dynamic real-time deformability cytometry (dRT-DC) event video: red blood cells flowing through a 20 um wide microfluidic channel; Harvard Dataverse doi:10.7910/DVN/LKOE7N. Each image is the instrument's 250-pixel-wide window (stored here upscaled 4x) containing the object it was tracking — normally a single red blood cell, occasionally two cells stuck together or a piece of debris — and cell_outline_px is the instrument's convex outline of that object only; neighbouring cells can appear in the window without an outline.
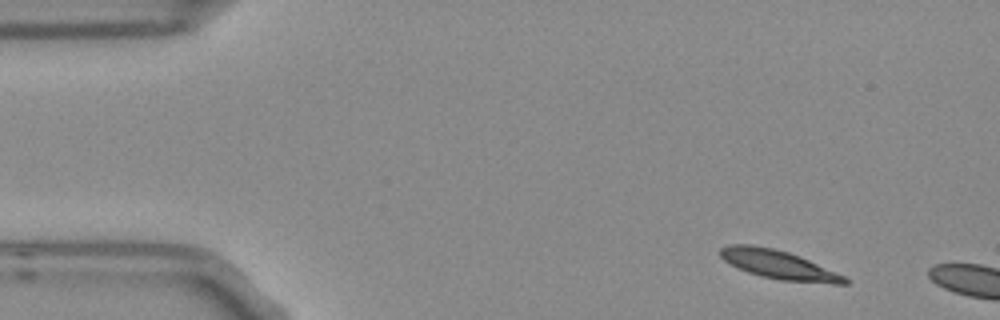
{"species": "Egyptian fruit bat (a non-hibernating species)", "species_latin": "Rousettus aegyptiacus", "temperature_condition": "room temperature", "stored_images_in_passage": 3, "camera_frame_rate_fps": 3000, "um_per_image_px": 0.085, "frame": {"image": 1, "passage_image": 1, "time_ms": 0.0, "image_size_px": [1000, 320], "cell_outline_px": [[848, 284], [832, 284], [780, 280], [748, 272], [736, 268], [724, 260], [720, 256], [720, 248], [728, 244], [752, 244], [772, 248], [788, 252], [800, 256], [836, 272], [844, 276], [848, 280]], "centroid_in_image_um": [66.16, 22.49], "position_along_channel_um": 18.8, "area_um2": 20.81}}